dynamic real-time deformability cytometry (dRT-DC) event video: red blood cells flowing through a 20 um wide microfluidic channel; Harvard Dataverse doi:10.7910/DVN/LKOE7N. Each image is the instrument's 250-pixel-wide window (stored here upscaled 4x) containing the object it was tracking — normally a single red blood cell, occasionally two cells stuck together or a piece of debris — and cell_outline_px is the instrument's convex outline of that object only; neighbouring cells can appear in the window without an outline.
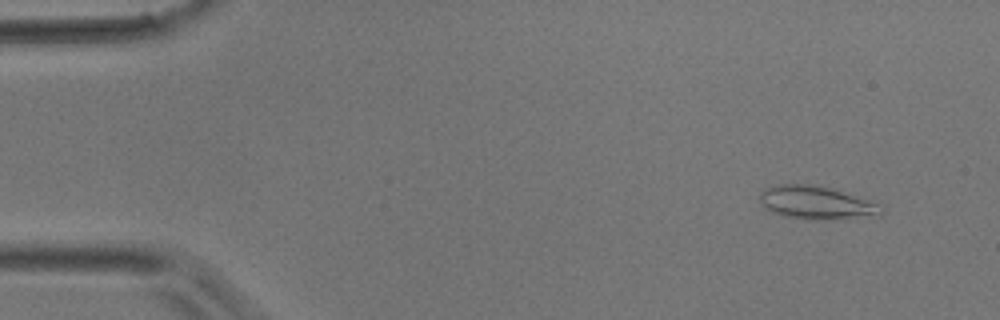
{"species": "common noctule bat (a hibernating species)", "species_latin": "Nyctalus noctula", "temperature_condition": "room temperature", "stored_images_in_passage": 3, "camera_frame_rate_fps": 3000, "um_per_image_px": 0.085, "animal": {"sex": "male", "body_mass_g": 17.9}, "frame": {"image": 1, "passage_image": 2, "time_ms": 0.333, "image_size_px": [1000, 320], "cell_outline_px": [[884, 212], [880, 216], [836, 220], [804, 220], [784, 216], [772, 212], [764, 208], [760, 204], [760, 192], [764, 188], [780, 184], [820, 184], [884, 204]], "centroid_in_image_um": [69.47, 17.24], "position_along_channel_um": 15.5, "area_um2": 24.62}}